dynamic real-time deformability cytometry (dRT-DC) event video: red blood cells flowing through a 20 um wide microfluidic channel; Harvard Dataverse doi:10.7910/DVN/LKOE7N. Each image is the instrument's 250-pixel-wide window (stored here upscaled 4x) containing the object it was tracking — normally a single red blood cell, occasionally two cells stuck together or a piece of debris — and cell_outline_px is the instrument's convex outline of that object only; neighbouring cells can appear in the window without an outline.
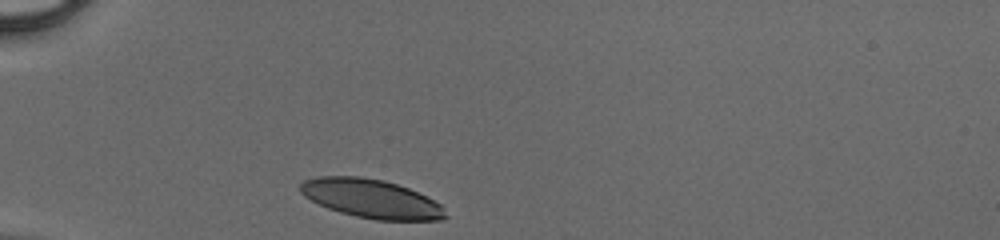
{"species": "human", "species_latin": "Homo sapiens", "temperature_condition": "cold", "stored_images_in_passage": 27, "camera_frame_rate_fps": 3000, "um_per_image_px": 0.085, "donor": {"sex": "male"}, "frame": {"image": 1, "passage_image": 1, "time_ms": 0.0, "image_size_px": [1000, 240], "cell_outline_px": [[448, 216], [440, 220], [376, 220], [356, 216], [340, 212], [328, 208], [304, 196], [300, 192], [300, 184], [304, 180], [316, 176], [360, 176], [384, 180], [408, 188], [440, 204]], "centroid_in_image_um": [31.53, 16.88], "position_along_channel_um": 53.5, "area_um2": 32.54}}
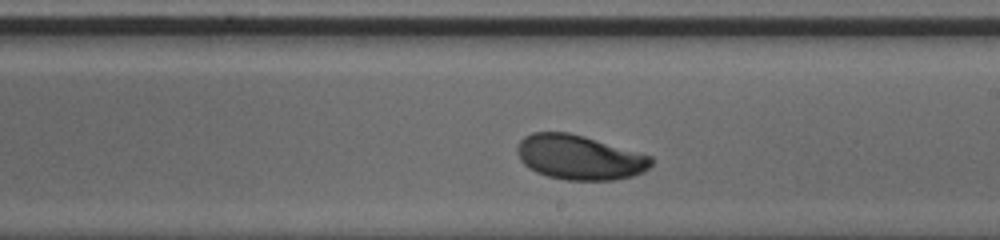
{"frame": {"image": 2, "passage_image": 16, "time_ms": 5.0, "image_size_px": [1000, 240], "cell_outline_px": [[652, 164], [644, 172], [632, 176], [616, 180], [568, 180], [548, 176], [536, 172], [528, 168], [520, 160], [516, 152], [516, 148], [520, 140], [524, 136], [532, 132], [568, 132], [584, 136], [652, 156]], "centroid_in_image_um": [49.23, 13.37], "position_along_channel_um": 239.8, "area_um2": 34.97}}
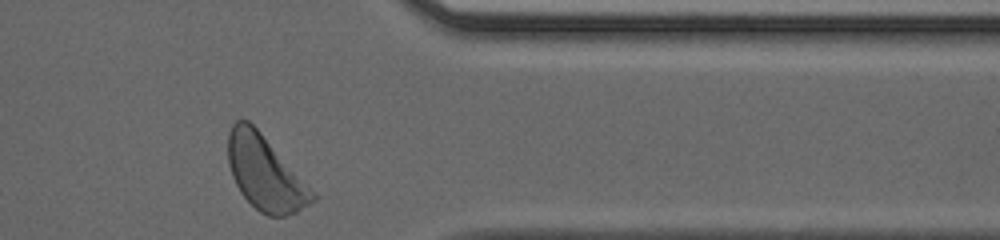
{"frame": {"image": 3, "passage_image": 27, "time_ms": 8.667, "image_size_px": [1000, 240], "cell_outline_px": [[316, 200], [296, 212], [284, 216], [268, 216], [260, 212], [240, 192], [232, 176], [228, 164], [228, 132], [232, 124], [236, 120], [248, 120], [260, 132], [316, 192]], "centroid_in_image_um": [22.54, 14.72], "position_along_channel_um": 388.9, "area_um2": 36.3}}